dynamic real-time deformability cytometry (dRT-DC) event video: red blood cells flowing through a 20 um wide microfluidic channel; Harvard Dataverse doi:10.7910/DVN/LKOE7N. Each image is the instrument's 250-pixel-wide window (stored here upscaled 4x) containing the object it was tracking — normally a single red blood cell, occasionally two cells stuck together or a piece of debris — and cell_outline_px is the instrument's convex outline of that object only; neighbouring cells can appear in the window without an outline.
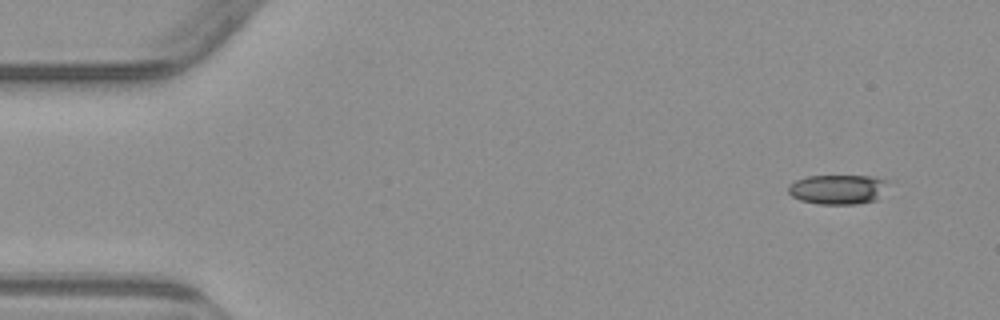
{"species": "common noctule bat (a hibernating species)", "species_latin": "Nyctalus noctula", "temperature_condition": "warm", "stored_images_in_passage": 5, "camera_frame_rate_fps": 3000, "um_per_image_px": 0.085, "animal": {"sex": "male", "body_mass_g": 23.1, "forearm_length_mm": 52.7}, "frame": {"image": 1, "passage_image": 1, "time_ms": 0.0, "image_size_px": [1000, 320], "cell_outline_px": [[888, 180], [876, 200], [856, 204], [820, 204], [800, 200], [792, 196], [788, 192], [788, 184], [796, 180], [808, 176], [872, 176]], "centroid_in_image_um": [71.16, 16.09], "position_along_channel_um": 13.8, "area_um2": 17.05}}
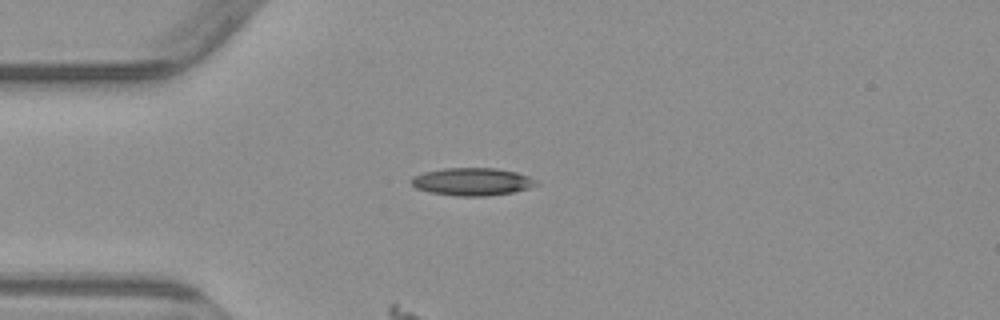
{"frame": {"image": 2, "passage_image": 4, "time_ms": 3.333, "image_size_px": [1000, 320], "cell_outline_px": [[540, 184], [528, 188], [512, 192], [484, 196], [456, 196], [428, 192], [416, 188], [412, 184], [412, 176], [424, 172], [444, 168], [496, 168], [516, 172], [528, 176], [536, 180]], "centroid_in_image_um": [40.13, 15.44], "position_along_channel_um": 44.9, "area_um2": 20.11}}